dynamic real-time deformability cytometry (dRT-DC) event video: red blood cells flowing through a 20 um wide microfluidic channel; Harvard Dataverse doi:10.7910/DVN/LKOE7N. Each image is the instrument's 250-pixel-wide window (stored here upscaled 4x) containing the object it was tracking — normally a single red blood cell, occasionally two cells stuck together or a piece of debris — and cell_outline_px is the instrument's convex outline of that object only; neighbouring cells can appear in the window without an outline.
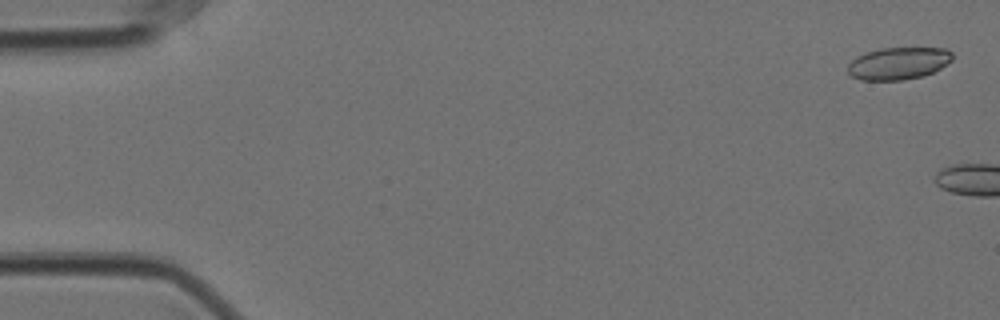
{"species": "Egyptian fruit bat (a non-hibernating species)", "species_latin": "Rousettus aegyptiacus", "temperature_condition": "cold", "stored_images_in_passage": 5, "camera_frame_rate_fps": 3000, "um_per_image_px": 0.085, "animal": {"sex": "female"}, "frame": {"image": 1, "passage_image": 2, "time_ms": 0.333, "image_size_px": [1000, 320], "cell_outline_px": [[952, 60], [940, 68], [924, 76], [900, 80], [860, 80], [852, 76], [848, 72], [848, 64], [856, 56], [880, 48], [948, 48], [952, 52]], "centroid_in_image_um": [76.36, 5.38], "position_along_channel_um": 8.6, "area_um2": 19.65}}